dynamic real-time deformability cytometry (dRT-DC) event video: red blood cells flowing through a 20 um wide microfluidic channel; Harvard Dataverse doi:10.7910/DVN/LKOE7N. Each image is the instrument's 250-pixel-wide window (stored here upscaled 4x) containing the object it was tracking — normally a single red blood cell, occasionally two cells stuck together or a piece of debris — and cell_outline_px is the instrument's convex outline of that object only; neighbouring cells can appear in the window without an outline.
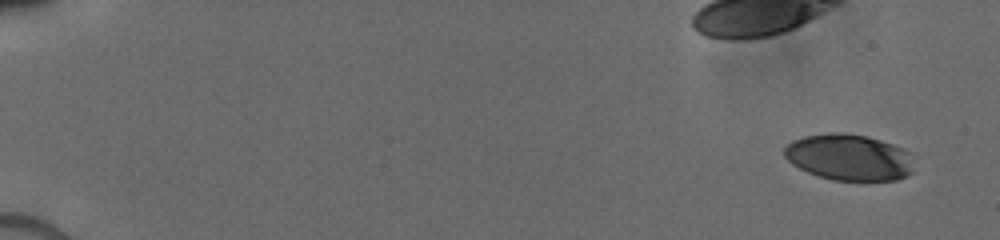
{"species": "human", "species_latin": "Homo sapiens", "temperature_condition": "cold", "stored_images_in_passage": 38, "camera_frame_rate_fps": 3000, "um_per_image_px": 0.085, "donor": {"sex": "male"}, "frame": {"image": 1, "passage_image": 1, "time_ms": 0.0, "image_size_px": [1000, 240], "cell_outline_px": [[912, 172], [908, 176], [896, 180], [832, 180], [808, 172], [792, 164], [784, 156], [784, 148], [792, 140], [804, 136], [828, 132], [844, 132], [868, 136], [904, 148], [908, 152]], "centroid_in_image_um": [72.14, 13.35], "position_along_channel_um": 12.9, "area_um2": 34.91}}
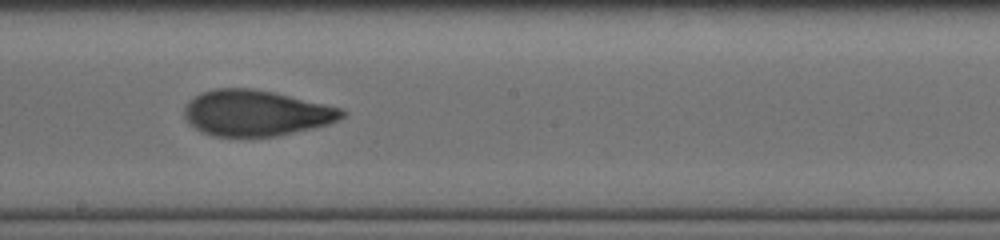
{"frame": {"image": 2, "passage_image": 24, "time_ms": 9.667, "image_size_px": [1000, 240], "cell_outline_px": [[348, 112], [344, 116], [328, 124], [312, 128], [276, 136], [212, 136], [188, 124], [184, 116], [184, 108], [196, 96], [204, 92], [216, 88], [248, 88], [276, 92], [344, 108]], "centroid_in_image_um": [21.8, 9.6], "position_along_channel_um": 226.4, "area_um2": 42.02}}
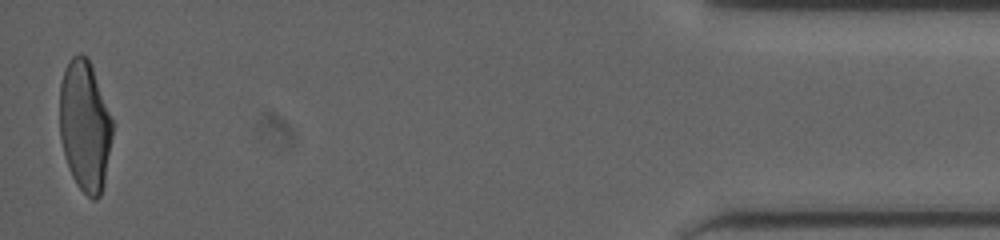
{"frame": {"image": 3, "passage_image": 38, "time_ms": 16.333, "image_size_px": [1000, 240], "cell_outline_px": [[116, 124], [104, 184], [100, 196], [96, 200], [92, 200], [76, 184], [68, 168], [60, 136], [60, 84], [68, 60], [72, 56], [80, 52], [88, 56]], "centroid_in_image_um": [7.26, 10.68], "position_along_channel_um": 427.9, "area_um2": 41.21}}